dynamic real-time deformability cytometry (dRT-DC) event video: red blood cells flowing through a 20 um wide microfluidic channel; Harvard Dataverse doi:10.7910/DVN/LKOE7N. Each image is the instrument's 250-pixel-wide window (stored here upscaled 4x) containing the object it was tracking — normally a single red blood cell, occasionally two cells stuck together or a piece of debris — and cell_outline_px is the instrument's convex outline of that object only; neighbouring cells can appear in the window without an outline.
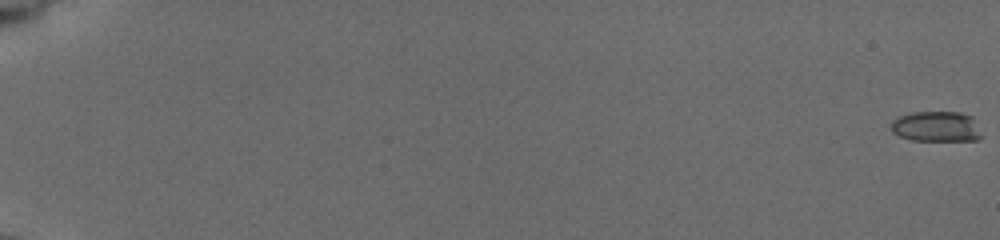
{"species": "common noctule bat (a hibernating species)", "species_latin": "Nyctalus noctula", "temperature_condition": "cold", "stored_images_in_passage": 51, "camera_frame_rate_fps": 3000, "um_per_image_px": 0.085, "animal": {"sex": "female", "body_mass_g": 19.5, "forearm_length_mm": 54.1}, "frame": {"image": 1, "passage_image": 1, "time_ms": 0.0, "image_size_px": [1000, 240], "cell_outline_px": [[980, 140], [912, 140], [900, 136], [892, 132], [892, 120], [900, 116], [912, 112], [960, 112], [972, 116], [980, 136]], "centroid_in_image_um": [79.56, 10.75], "position_along_channel_um": 5.4, "area_um2": 15.78}}
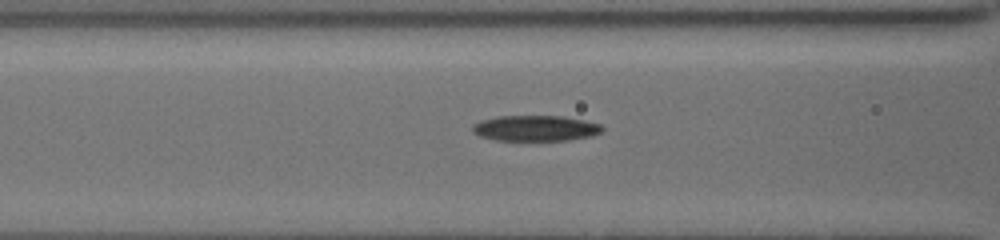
{"frame": {"image": 2, "passage_image": 30, "time_ms": 9.0, "image_size_px": [1000, 240], "cell_outline_px": [[604, 128], [600, 132], [592, 136], [568, 140], [496, 140], [480, 136], [472, 132], [472, 124], [480, 120], [496, 116], [564, 116], [584, 120], [600, 124]], "centroid_in_image_um": [45.49, 10.89], "position_along_channel_um": 121.1, "area_um2": 19.48}}
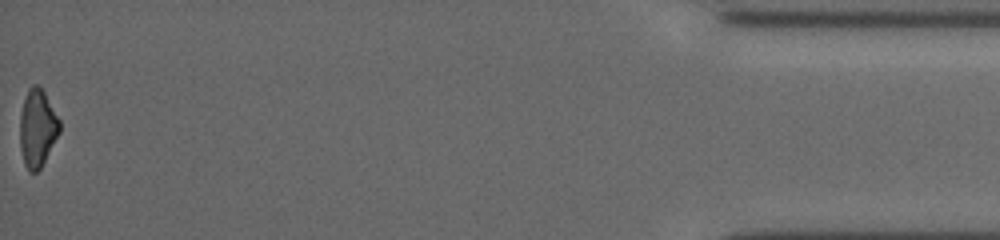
{"frame": {"image": 3, "passage_image": 51, "time_ms": 19.333, "image_size_px": [1000, 240], "cell_outline_px": [[60, 132], [40, 168], [36, 172], [28, 172], [24, 164], [20, 148], [20, 112], [28, 88], [32, 84], [36, 84], [44, 92], [60, 120]], "centroid_in_image_um": [3.17, 10.9], "position_along_channel_um": 432.0, "area_um2": 17.86}, "authors_computed_cell_mechanics": {"area_um2": 18.3804, "velocity_mm_per_s": 3.7746, "shape_relaxation_time_tau1_ms": 3.8513, "shape_relaxation_time_tau2_ms": null, "deformation_change_tau1": 0.1458, "deformation_change_tau2": null}}